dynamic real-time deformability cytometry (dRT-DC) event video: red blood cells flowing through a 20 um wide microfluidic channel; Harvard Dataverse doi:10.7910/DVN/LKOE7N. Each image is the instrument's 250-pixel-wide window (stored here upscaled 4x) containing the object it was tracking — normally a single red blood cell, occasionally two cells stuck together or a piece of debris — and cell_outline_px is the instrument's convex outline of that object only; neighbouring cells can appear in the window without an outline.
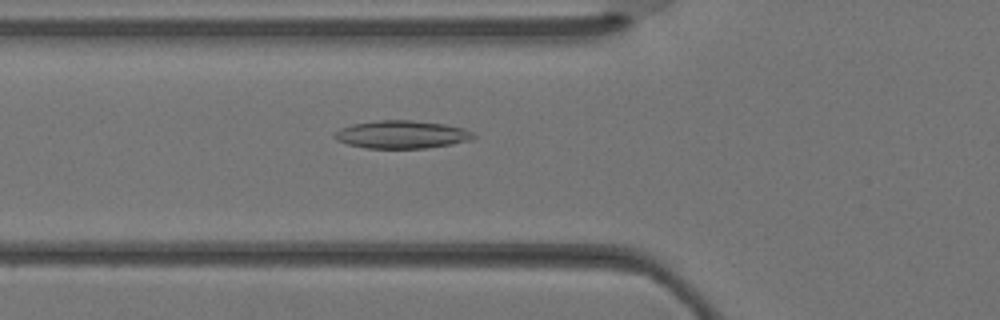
{"species": "Egyptian fruit bat (a non-hibernating species)", "species_latin": "Rousettus aegyptiacus", "temperature_condition": "warm", "stored_images_in_passage": 4, "camera_frame_rate_fps": 3000, "um_per_image_px": 0.085, "animal": {"sex": "female"}, "frame": {"image": 1, "passage_image": 4, "time_ms": 1.0, "image_size_px": [1000, 320], "cell_outline_px": [[476, 136], [472, 140], [452, 144], [428, 148], [364, 148], [348, 144], [336, 140], [332, 136], [332, 132], [340, 128], [352, 124], [376, 120], [412, 120], [444, 124], [464, 128], [472, 132]], "centroid_in_image_um": [34.12, 11.43], "position_along_channel_um": 91.7, "area_um2": 22.83}}